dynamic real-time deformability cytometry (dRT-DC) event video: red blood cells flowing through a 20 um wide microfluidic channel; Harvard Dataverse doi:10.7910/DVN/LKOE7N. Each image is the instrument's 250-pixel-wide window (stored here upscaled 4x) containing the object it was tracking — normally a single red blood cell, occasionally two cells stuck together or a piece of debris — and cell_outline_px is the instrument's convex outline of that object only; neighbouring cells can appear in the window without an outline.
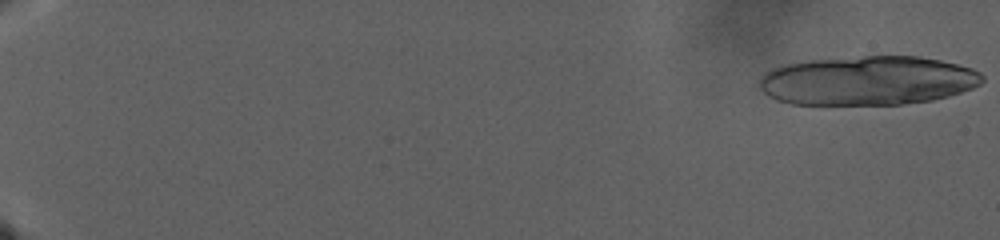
{"species": "human", "species_latin": "Homo sapiens", "temperature_condition": "warm", "stored_images_in_passage": 54, "camera_frame_rate_fps": 3000, "um_per_image_px": 0.085, "donor": {"sex": "male"}, "frame": {"image": 1, "passage_image": 1, "time_ms": 0.0, "image_size_px": [1000, 240], "cell_outline_px": [[984, 80], [980, 84], [972, 88], [948, 96], [932, 100], [900, 104], [792, 104], [776, 100], [768, 96], [756, 84], [760, 76], [764, 72], [780, 64], [812, 60], [864, 56], [920, 56], [940, 60], [972, 68], [980, 72], [984, 76]], "centroid_in_image_um": [73.71, 6.84], "position_along_channel_um": 11.3, "area_um2": 64.16}}
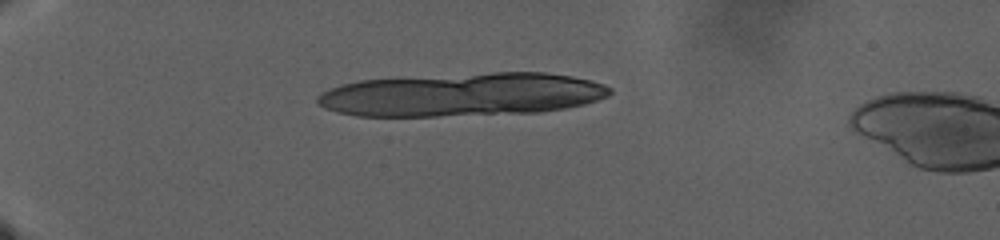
{"frame": {"image": 2, "passage_image": 38, "time_ms": 12.333, "image_size_px": [1000, 240], "cell_outline_px": [[612, 92], [608, 96], [584, 104], [564, 108], [540, 112], [436, 116], [356, 116], [336, 112], [324, 108], [316, 104], [316, 96], [320, 92], [328, 88], [340, 84], [360, 80], [492, 72], [544, 72], [572, 76], [604, 84], [612, 88]], "centroid_in_image_um": [39.22, 8.04], "position_along_channel_um": 45.8, "area_um2": 74.1}}